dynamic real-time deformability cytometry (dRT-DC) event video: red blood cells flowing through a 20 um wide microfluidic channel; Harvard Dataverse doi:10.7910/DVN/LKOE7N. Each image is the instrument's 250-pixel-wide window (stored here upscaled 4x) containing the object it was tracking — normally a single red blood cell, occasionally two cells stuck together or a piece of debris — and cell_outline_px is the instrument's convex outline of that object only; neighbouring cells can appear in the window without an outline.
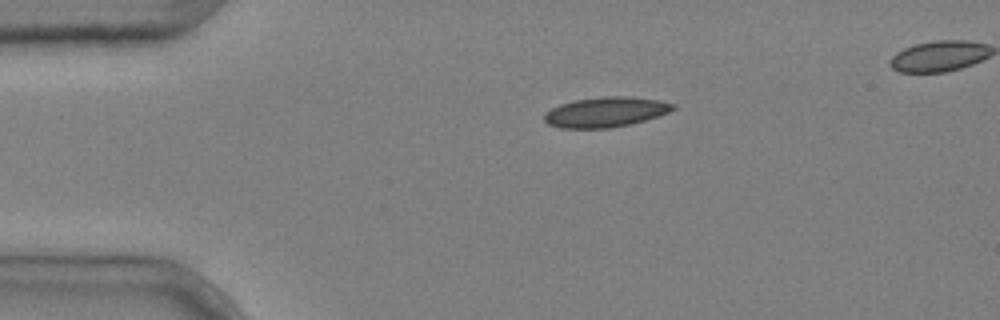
{"species": "common noctule bat (a hibernating species)", "species_latin": "Nyctalus noctula", "temperature_condition": "cold", "stored_images_in_passage": 3, "segment_of_instrument_passage": [1, 2], "camera_frame_rate_fps": 3000, "um_per_image_px": 0.085, "animal": {"sex": "male", "body_mass_g": 20.4}, "frame": {"image": 1, "passage_image": 1, "time_ms": 0.0, "image_size_px": [1000, 320], "cell_outline_px": [[676, 108], [660, 116], [632, 124], [608, 128], [560, 128], [548, 124], [544, 120], [544, 112], [560, 104], [576, 100], [604, 96], [624, 96], [660, 100], [676, 104]], "centroid_in_image_um": [51.5, 9.53], "position_along_channel_um": 33.5, "area_um2": 22.66}}